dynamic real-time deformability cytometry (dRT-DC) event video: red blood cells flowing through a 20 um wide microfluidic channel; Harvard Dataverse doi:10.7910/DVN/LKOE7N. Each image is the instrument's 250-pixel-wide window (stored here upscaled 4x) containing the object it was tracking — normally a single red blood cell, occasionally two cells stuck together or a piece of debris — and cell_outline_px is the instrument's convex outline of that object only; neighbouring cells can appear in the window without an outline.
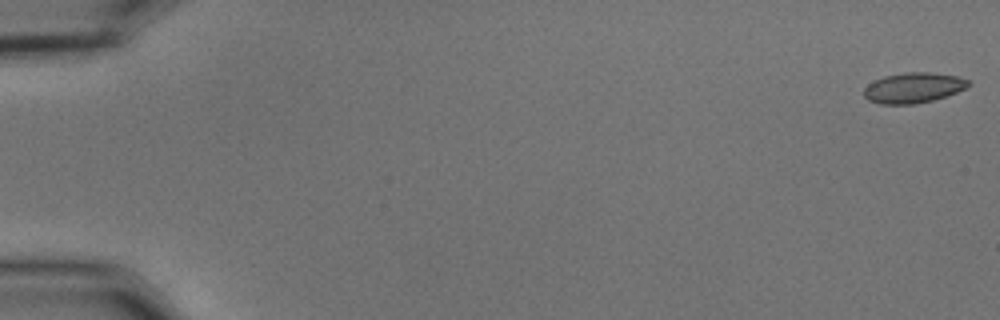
{"species": "common noctule bat (a hibernating species)", "species_latin": "Nyctalus noctula", "temperature_condition": "cold", "stored_images_in_passage": 56, "camera_frame_rate_fps": 3000, "um_per_image_px": 0.085, "animal": {"sex": "male", "body_mass_g": 15.6}, "frame": {"image": 1, "passage_image": 1, "time_ms": 0.0, "image_size_px": [1000, 320], "cell_outline_px": [[972, 84], [956, 92], [932, 100], [912, 104], [880, 104], [868, 100], [864, 96], [864, 88], [868, 84], [884, 76], [904, 72], [932, 72], [956, 76], [968, 80]], "centroid_in_image_um": [77.61, 7.45], "position_along_channel_um": 7.4, "area_um2": 18.32}}
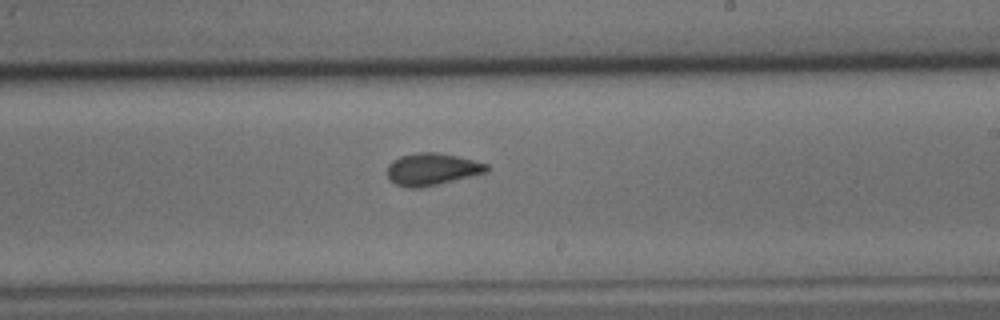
{"frame": {"image": 2, "passage_image": 34, "time_ms": 11.0, "image_size_px": [1000, 320], "cell_outline_px": [[488, 172], [420, 188], [408, 188], [396, 184], [388, 176], [388, 164], [392, 160], [400, 156], [416, 152], [436, 152], [456, 156], [488, 164]], "centroid_in_image_um": [36.7, 14.38], "position_along_channel_um": 252.3, "area_um2": 18.44}}
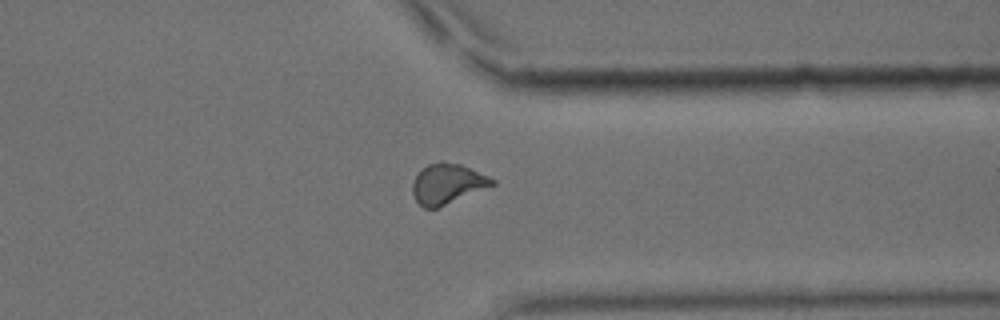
{"frame": {"image": 3, "passage_image": 44, "time_ms": 14.333, "image_size_px": [1000, 320], "cell_outline_px": [[496, 184], [436, 208], [424, 208], [416, 200], [412, 192], [412, 184], [416, 176], [428, 164], [440, 160], [444, 160], [460, 164], [488, 176], [496, 180]], "centroid_in_image_um": [38.03, 15.6], "position_along_channel_um": 373.4, "area_um2": 18.44}, "authors_computed_cell_mechanics": {"area_um2": 18.4382, "velocity_mm_per_s": 3.6658, "shape_relaxation_time_tau1_ms": 7.996, "shape_relaxation_time_tau2_ms": 1.7765, "deformation_change_tau1": 0.1438, "deformation_change_tau2": 0.0571}}